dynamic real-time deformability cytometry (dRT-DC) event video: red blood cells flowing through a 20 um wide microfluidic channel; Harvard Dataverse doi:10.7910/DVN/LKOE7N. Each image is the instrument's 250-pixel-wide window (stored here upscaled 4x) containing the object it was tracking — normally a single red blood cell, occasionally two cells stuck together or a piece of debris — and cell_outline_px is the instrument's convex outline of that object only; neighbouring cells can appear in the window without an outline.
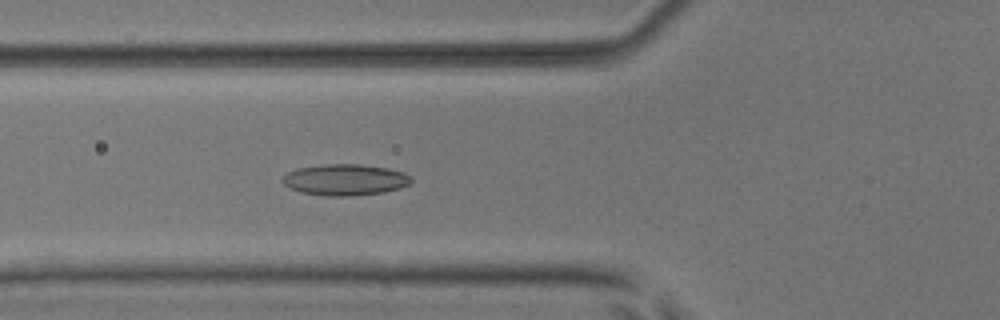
{"species": "common noctule bat (a hibernating species)", "species_latin": "Nyctalus noctula", "temperature_condition": "room temperature", "stored_images_in_passage": 45, "camera_frame_rate_fps": 3000, "um_per_image_px": 0.085, "animal": {"sex": "male", "body_mass_g": 17.9, "forearm_length_mm": 54.2}, "frame": {"image": 1, "passage_image": 19, "time_ms": 6.0, "image_size_px": [1000, 320], "cell_outline_px": [[412, 180], [408, 184], [400, 188], [384, 192], [352, 196], [324, 196], [300, 192], [284, 184], [284, 176], [288, 172], [296, 168], [324, 164], [360, 164], [388, 168], [404, 172], [412, 176]], "centroid_in_image_um": [29.36, 15.28], "position_along_channel_um": 96.4, "area_um2": 23.47}}
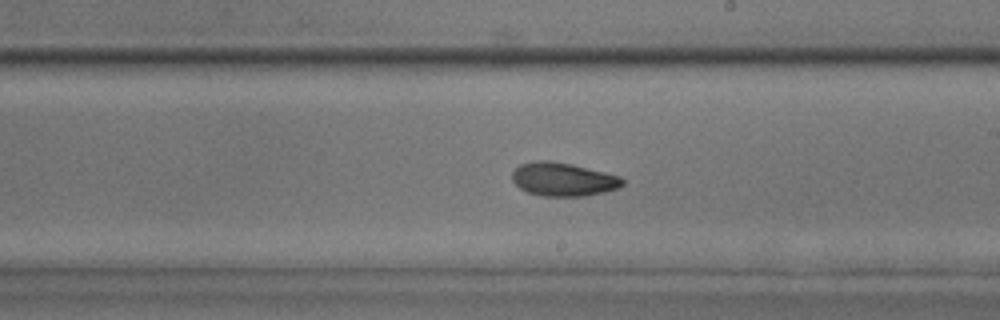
{"frame": {"image": 2, "passage_image": 30, "time_ms": 9.667, "image_size_px": [1000, 320], "cell_outline_px": [[624, 184], [616, 188], [604, 192], [584, 196], [544, 196], [528, 192], [520, 188], [512, 180], [512, 172], [520, 164], [532, 160], [552, 160], [572, 164], [620, 176], [624, 180]], "centroid_in_image_um": [47.85, 15.23], "position_along_channel_um": 241.2, "area_um2": 21.56}}
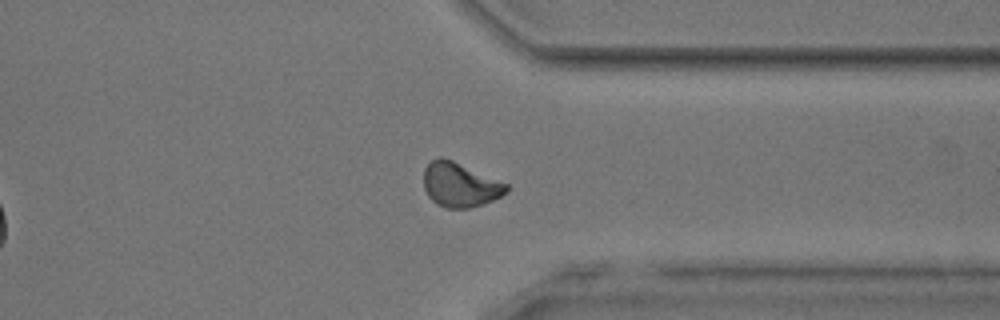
{"frame": {"image": 3, "passage_image": 40, "time_ms": 13.0, "image_size_px": [1000, 320], "cell_outline_px": [[508, 192], [492, 200], [468, 208], [444, 208], [436, 204], [428, 196], [424, 188], [424, 168], [432, 160], [440, 156], [452, 160], [508, 184]], "centroid_in_image_um": [39.07, 15.71], "position_along_channel_um": 372.3, "area_um2": 21.21}, "authors_computed_cell_mechanics": {"area_um2": 22.1952, "velocity_mm_per_s": 3.9554, "shape_relaxation_time_tau1_ms": 6.753, "shape_relaxation_time_tau2_ms": 2.8715, "deformation_change_tau1": 0.1305, "deformation_change_tau2": 0.0746}}